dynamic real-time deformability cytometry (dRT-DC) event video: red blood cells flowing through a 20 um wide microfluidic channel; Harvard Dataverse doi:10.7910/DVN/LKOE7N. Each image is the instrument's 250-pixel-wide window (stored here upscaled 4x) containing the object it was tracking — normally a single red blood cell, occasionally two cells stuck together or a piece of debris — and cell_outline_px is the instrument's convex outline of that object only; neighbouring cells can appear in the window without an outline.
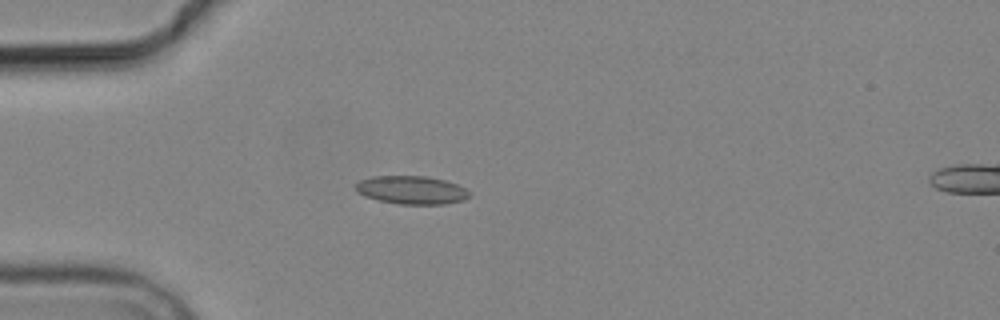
{"species": "common noctule bat (a hibernating species)", "species_latin": "Nyctalus noctula", "temperature_condition": "cold", "stored_images_in_passage": 5, "camera_frame_rate_fps": 3000, "um_per_image_px": 0.085, "animal": {"sex": "male", "body_mass_g": 19.2, "forearm_length_mm": 51.8}, "frame": {"image": 1, "passage_image": 5, "time_ms": 5.0, "image_size_px": [1000, 320], "cell_outline_px": [[468, 196], [464, 200], [444, 204], [400, 204], [380, 200], [364, 196], [356, 192], [356, 184], [360, 180], [372, 176], [424, 176], [444, 180], [456, 184], [464, 188], [468, 192]], "centroid_in_image_um": [34.95, 16.15], "position_along_channel_um": 50.1, "area_um2": 18.5}}